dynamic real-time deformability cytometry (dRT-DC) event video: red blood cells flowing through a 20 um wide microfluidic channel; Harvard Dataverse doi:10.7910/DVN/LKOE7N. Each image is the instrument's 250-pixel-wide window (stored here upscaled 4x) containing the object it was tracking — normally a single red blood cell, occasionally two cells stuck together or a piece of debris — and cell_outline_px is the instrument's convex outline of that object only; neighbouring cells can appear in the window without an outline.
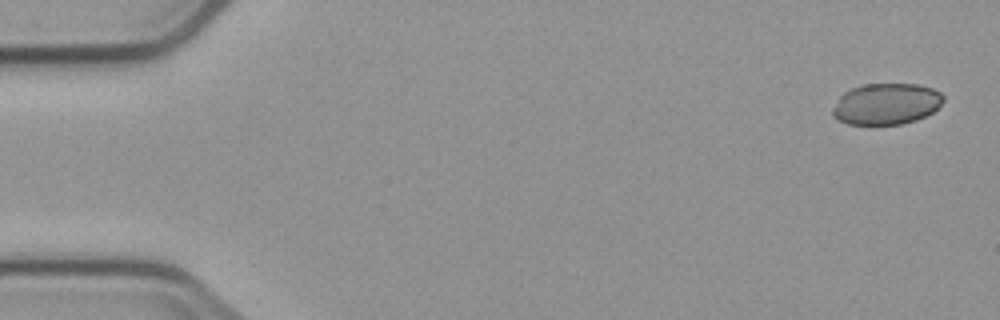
{"species": "common noctule bat (a hibernating species)", "species_latin": "Nyctalus noctula", "temperature_condition": "cold", "stored_images_in_passage": 5, "camera_frame_rate_fps": 3000, "um_per_image_px": 0.085, "animal": {"sex": "male", "body_mass_g": 23.1, "forearm_length_mm": 52.7}, "frame": {"image": 1, "passage_image": 1, "time_ms": 0.0, "image_size_px": [1000, 320], "cell_outline_px": [[944, 100], [932, 112], [916, 120], [900, 124], [848, 124], [836, 120], [832, 116], [832, 108], [840, 96], [844, 92], [852, 88], [864, 84], [916, 84], [932, 88], [940, 92], [944, 96]], "centroid_in_image_um": [75.3, 8.83], "position_along_channel_um": 9.7, "area_um2": 26.59}}